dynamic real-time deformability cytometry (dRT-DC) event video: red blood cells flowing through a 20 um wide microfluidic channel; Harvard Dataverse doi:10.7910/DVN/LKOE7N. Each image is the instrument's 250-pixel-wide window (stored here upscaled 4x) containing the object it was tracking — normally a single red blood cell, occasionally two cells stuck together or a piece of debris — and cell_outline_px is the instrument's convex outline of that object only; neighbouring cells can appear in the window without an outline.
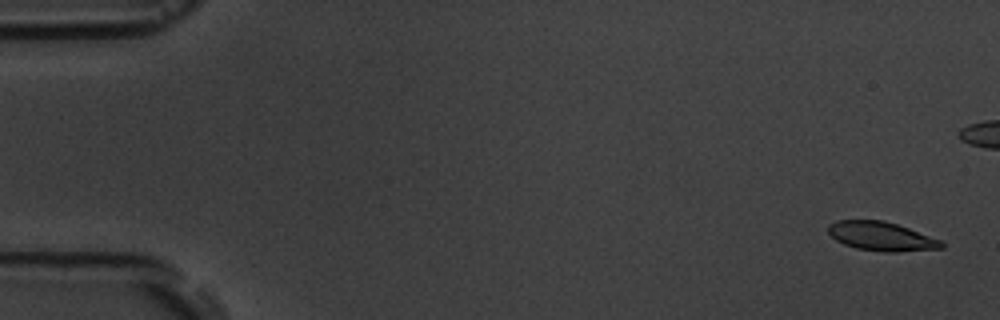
{"species": "common noctule bat (a hibernating species)", "species_latin": "Nyctalus noctula", "temperature_condition": "room temperature", "stored_images_in_passage": 6, "camera_frame_rate_fps": 3000, "um_per_image_px": 0.085, "animal": {"sex": "male", "body_mass_g": 19.5, "forearm_length_mm": 54.6}, "frame": {"image": 1, "passage_image": 1, "time_ms": 0.0, "image_size_px": [1000, 320], "cell_outline_px": [[944, 248], [896, 252], [884, 252], [856, 248], [844, 244], [836, 240], [828, 232], [828, 224], [836, 220], [884, 220], [944, 240]], "centroid_in_image_um": [74.94, 20.09], "position_along_channel_um": 10.1, "area_um2": 19.25}}